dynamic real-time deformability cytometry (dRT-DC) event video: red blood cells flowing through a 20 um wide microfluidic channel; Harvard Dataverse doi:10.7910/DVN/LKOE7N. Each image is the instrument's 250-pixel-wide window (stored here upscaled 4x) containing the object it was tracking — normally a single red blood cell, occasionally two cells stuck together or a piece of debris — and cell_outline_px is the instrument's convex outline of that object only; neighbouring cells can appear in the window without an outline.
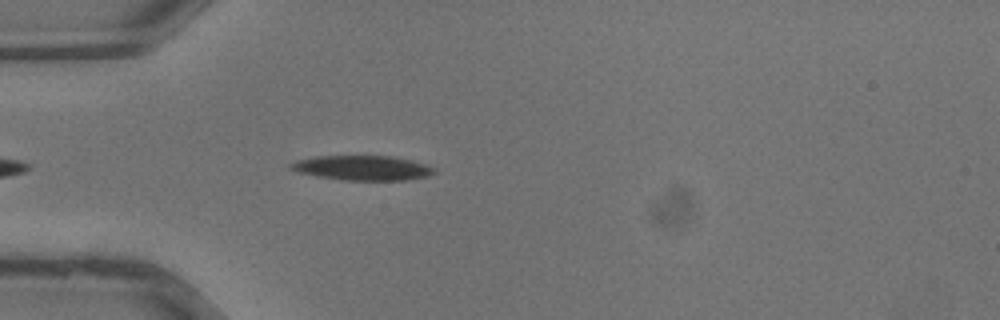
{"species": "common noctule bat (a hibernating species)", "species_latin": "Nyctalus noctula", "temperature_condition": "warm", "stored_images_in_passage": 29, "camera_frame_rate_fps": 3000, "um_per_image_px": 0.085, "animal": {"sex": "male", "body_mass_g": 13.3}, "frame": {"image": 1, "passage_image": 3, "time_ms": 0.667, "image_size_px": [1000, 320], "cell_outline_px": [[436, 172], [428, 176], [404, 180], [344, 180], [320, 176], [300, 172], [288, 168], [288, 164], [296, 160], [316, 156], [392, 156], [412, 160], [436, 168]], "centroid_in_image_um": [30.82, 14.26], "position_along_channel_um": 54.2, "area_um2": 20.58}}
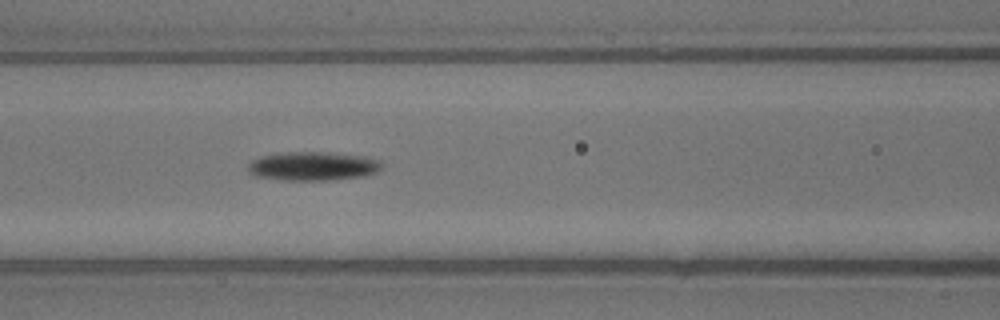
{"frame": {"image": 2, "passage_image": 8, "time_ms": 2.333, "image_size_px": [1000, 320], "cell_outline_px": [[384, 164], [376, 172], [364, 176], [328, 180], [288, 180], [256, 176], [248, 172], [248, 164], [252, 160], [260, 156], [288, 152], [328, 152], [364, 156], [380, 160]], "centroid_in_image_um": [26.61, 14.11], "position_along_channel_um": 140.0, "area_um2": 22.43}}
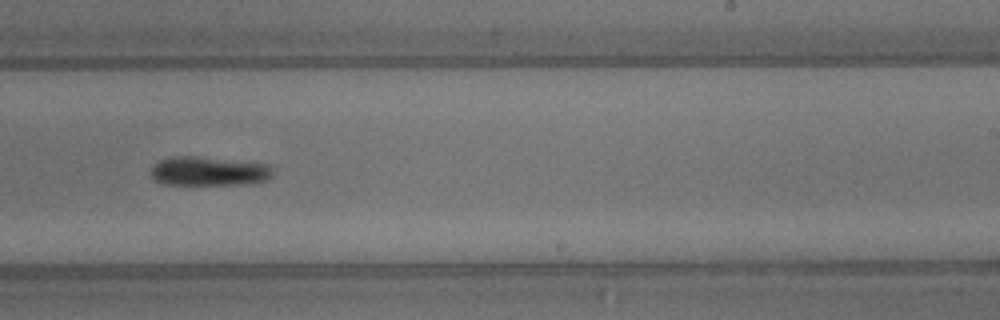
{"frame": {"image": 3, "passage_image": 15, "time_ms": 4.667, "image_size_px": [1000, 320], "cell_outline_px": [[276, 172], [268, 180], [236, 184], [164, 184], [156, 180], [152, 176], [152, 168], [160, 160], [172, 156], [196, 156], [272, 164], [276, 168]], "centroid_in_image_um": [17.85, 14.53], "position_along_channel_um": 271.2, "area_um2": 20.75}}